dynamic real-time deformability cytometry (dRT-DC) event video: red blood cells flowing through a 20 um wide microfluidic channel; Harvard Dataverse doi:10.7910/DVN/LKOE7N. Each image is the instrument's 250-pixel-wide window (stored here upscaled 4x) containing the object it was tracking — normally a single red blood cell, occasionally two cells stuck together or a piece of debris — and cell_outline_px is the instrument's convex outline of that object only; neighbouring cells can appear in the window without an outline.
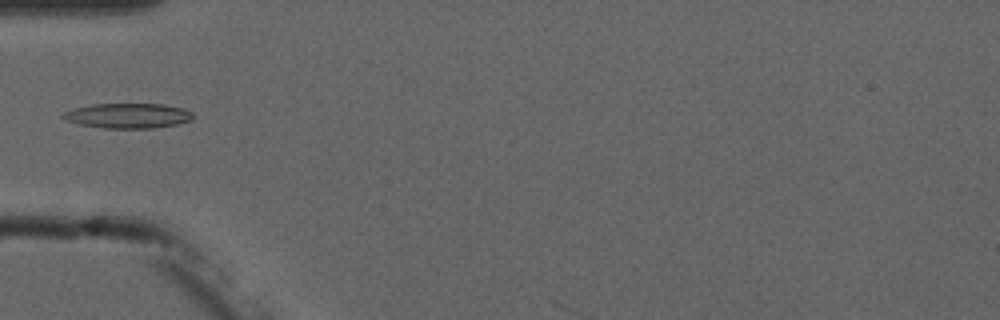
{"species": "common noctule bat (a hibernating species)", "species_latin": "Nyctalus noctula", "temperature_condition": "cold", "stored_images_in_passage": 4, "camera_frame_rate_fps": 3000, "um_per_image_px": 0.085, "animal": {"sex": "male", "forearm_length_mm": 52.5}, "frame": {"image": 1, "passage_image": 3, "time_ms": 3.333, "image_size_px": [1000, 320], "cell_outline_px": [[192, 120], [176, 124], [152, 128], [104, 128], [80, 124], [68, 120], [60, 116], [64, 112], [76, 108], [92, 104], [164, 104], [180, 108], [192, 112]], "centroid_in_image_um": [10.88, 9.83], "position_along_channel_um": 74.1, "area_um2": 18.61}}